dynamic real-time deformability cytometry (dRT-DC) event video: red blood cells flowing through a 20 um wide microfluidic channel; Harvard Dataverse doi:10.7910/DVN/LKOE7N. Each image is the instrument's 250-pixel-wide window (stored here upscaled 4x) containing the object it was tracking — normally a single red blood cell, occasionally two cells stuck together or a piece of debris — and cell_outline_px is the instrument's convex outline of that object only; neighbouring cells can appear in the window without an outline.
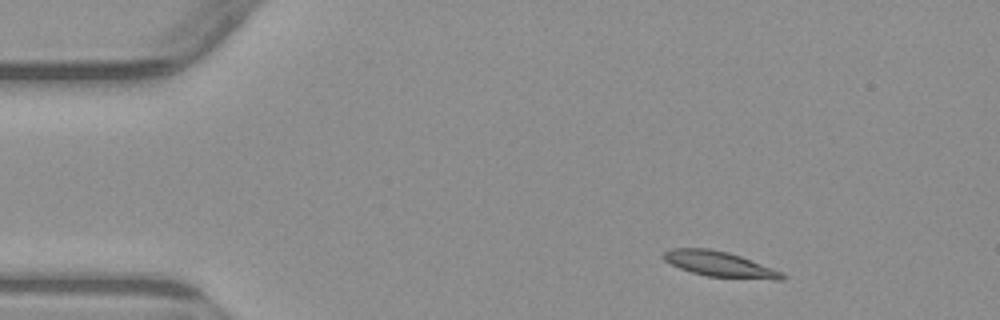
{"species": "common noctule bat (a hibernating species)", "species_latin": "Nyctalus noctula", "temperature_condition": "warm", "stored_images_in_passage": 4, "camera_frame_rate_fps": 3000, "um_per_image_px": 0.085, "animal": {"sex": "male", "body_mass_g": 23.1, "forearm_length_mm": 52.7}, "frame": {"image": 1, "passage_image": 1, "time_ms": 0.0, "image_size_px": [1000, 320], "cell_outline_px": [[788, 276], [784, 280], [776, 280], [708, 276], [692, 272], [680, 268], [664, 260], [660, 256], [664, 252], [672, 248], [708, 248], [728, 252], [740, 256], [784, 272]], "centroid_in_image_um": [61.21, 22.45], "position_along_channel_um": 23.8, "area_um2": 17.57}}
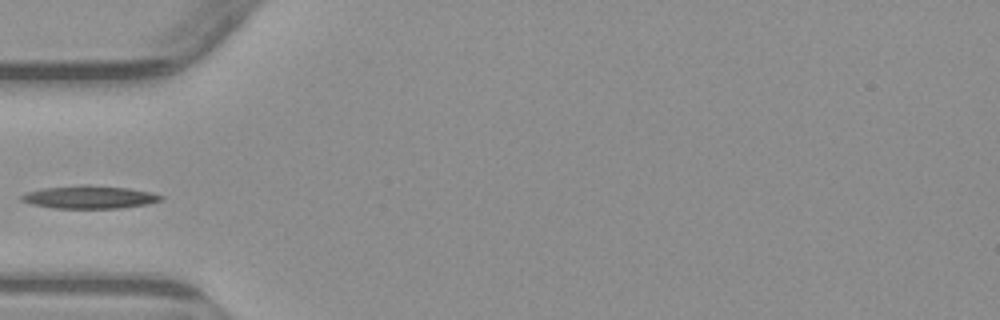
{"frame": {"image": 2, "passage_image": 4, "time_ms": 3.333, "image_size_px": [1000, 320], "cell_outline_px": [[164, 200], [148, 204], [120, 208], [56, 208], [32, 204], [20, 200], [20, 196], [28, 192], [44, 188], [80, 184], [88, 184], [128, 188], [152, 192], [164, 196]], "centroid_in_image_um": [7.66, 16.74], "position_along_channel_um": 77.3, "area_um2": 18.73}}